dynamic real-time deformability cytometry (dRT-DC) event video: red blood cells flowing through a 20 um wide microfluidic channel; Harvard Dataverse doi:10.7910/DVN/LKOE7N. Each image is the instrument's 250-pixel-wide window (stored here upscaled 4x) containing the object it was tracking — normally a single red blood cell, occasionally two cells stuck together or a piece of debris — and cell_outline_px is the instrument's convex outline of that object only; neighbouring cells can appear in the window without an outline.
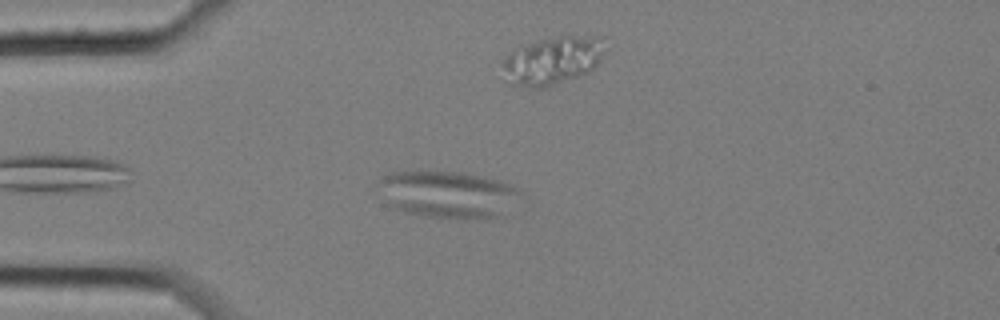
{"species": "common noctule bat (a hibernating species)", "species_latin": "Nyctalus noctula", "temperature_condition": "cold", "stored_images_in_passage": 52, "camera_frame_rate_fps": 3000, "um_per_image_px": 0.085, "animal": {"sex": "female", "body_mass_g": 25.1}, "frame": {"image": 1, "passage_image": 7, "time_ms": 2.0, "image_size_px": [1000, 320], "cell_outline_px": [[524, 192], [500, 216], [468, 220], [456, 220], [428, 216], [404, 212], [392, 208], [384, 204], [384, 176], [392, 172], [460, 172], [500, 180], [512, 184], [520, 188]], "centroid_in_image_um": [38.16, 16.56], "position_along_channel_um": 46.8, "area_um2": 38.73}}
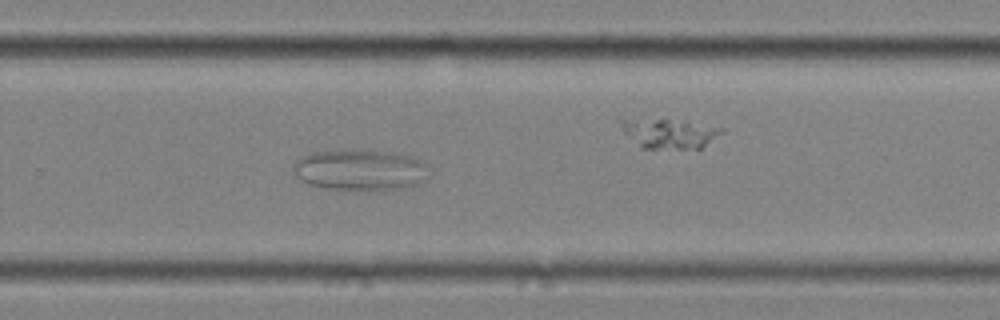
{"frame": {"image": 2, "passage_image": 31, "time_ms": 10.0, "image_size_px": [1000, 320], "cell_outline_px": [[428, 164], [424, 180], [416, 184], [400, 188], [324, 188], [300, 180], [296, 176], [292, 168], [292, 164], [300, 156], [312, 152], [352, 148], [368, 148], [392, 152], [412, 156], [424, 160]], "centroid_in_image_um": [30.58, 14.36], "position_along_channel_um": 299.2, "area_um2": 32.54}}
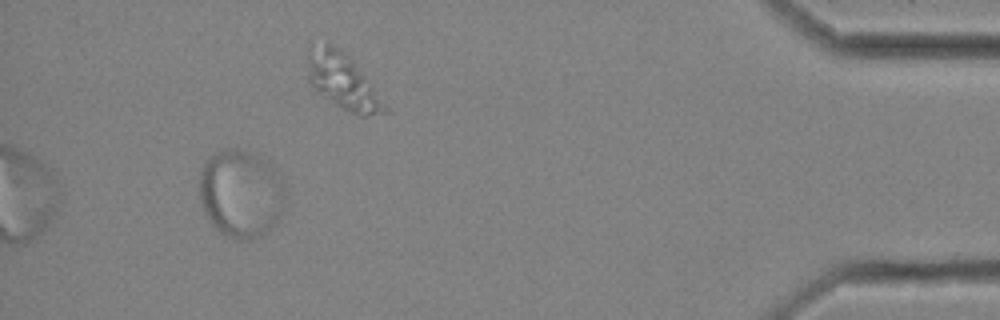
{"frame": {"image": 3, "passage_image": 47, "time_ms": 15.333, "image_size_px": [1000, 320], "cell_outline_px": [[288, 184], [284, 208], [280, 220], [268, 232], [252, 240], [232, 240], [220, 232], [212, 224], [204, 212], [200, 200], [200, 168], [204, 160], [228, 148], [236, 148], [252, 152], [272, 160]], "centroid_in_image_um": [20.58, 16.44], "position_along_channel_um": 414.6, "area_um2": 45.84}}